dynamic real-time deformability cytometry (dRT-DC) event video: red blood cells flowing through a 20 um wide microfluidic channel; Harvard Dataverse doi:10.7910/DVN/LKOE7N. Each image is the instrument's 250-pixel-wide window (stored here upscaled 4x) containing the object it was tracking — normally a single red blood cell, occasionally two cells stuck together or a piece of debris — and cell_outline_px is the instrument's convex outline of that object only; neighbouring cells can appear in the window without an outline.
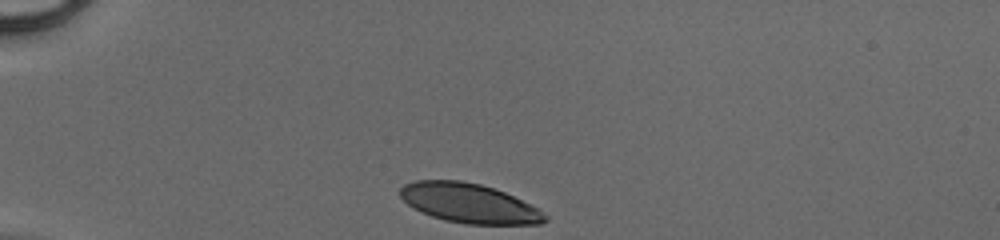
{"species": "human", "species_latin": "Homo sapiens", "temperature_condition": "cold", "stored_images_in_passage": 29, "camera_frame_rate_fps": 3000, "um_per_image_px": 0.085, "donor": {"sex": "male"}, "frame": {"image": 1, "passage_image": 1, "time_ms": 0.0, "image_size_px": [1000, 240], "cell_outline_px": [[548, 220], [540, 224], [468, 224], [444, 220], [432, 216], [408, 204], [400, 196], [400, 188], [404, 184], [416, 180], [460, 180], [480, 184], [504, 192], [540, 208], [548, 216]], "centroid_in_image_um": [39.92, 17.27], "position_along_channel_um": 45.1, "area_um2": 33.18}}
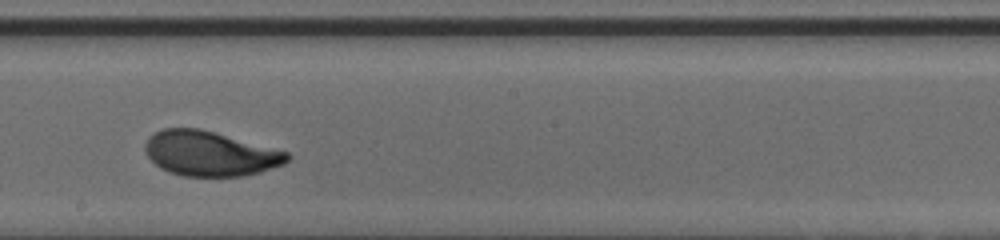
{"frame": {"image": 2, "passage_image": 17, "time_ms": 5.333, "image_size_px": [1000, 240], "cell_outline_px": [[292, 156], [284, 164], [260, 172], [244, 176], [184, 176], [160, 168], [148, 156], [144, 148], [144, 144], [148, 136], [164, 128], [200, 128], [288, 152]], "centroid_in_image_um": [17.85, 13.05], "position_along_channel_um": 230.4, "area_um2": 36.99}}
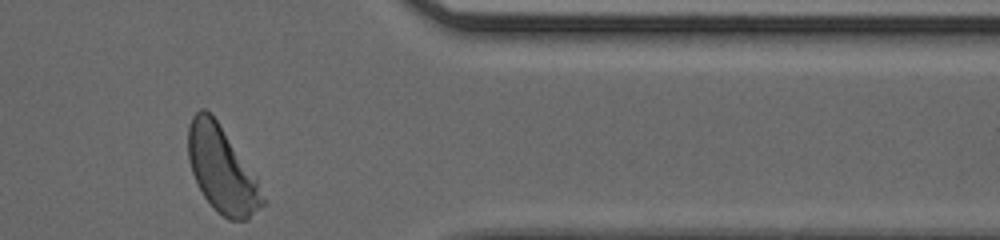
{"frame": {"image": 3, "passage_image": 29, "time_ms": 9.333, "image_size_px": [1000, 240], "cell_outline_px": [[268, 204], [248, 220], [228, 220], [216, 212], [204, 196], [192, 172], [188, 160], [188, 124], [192, 116], [200, 108], [204, 108], [216, 120], [256, 180]], "centroid_in_image_um": [18.85, 14.48], "position_along_channel_um": 392.6, "area_um2": 36.65}}